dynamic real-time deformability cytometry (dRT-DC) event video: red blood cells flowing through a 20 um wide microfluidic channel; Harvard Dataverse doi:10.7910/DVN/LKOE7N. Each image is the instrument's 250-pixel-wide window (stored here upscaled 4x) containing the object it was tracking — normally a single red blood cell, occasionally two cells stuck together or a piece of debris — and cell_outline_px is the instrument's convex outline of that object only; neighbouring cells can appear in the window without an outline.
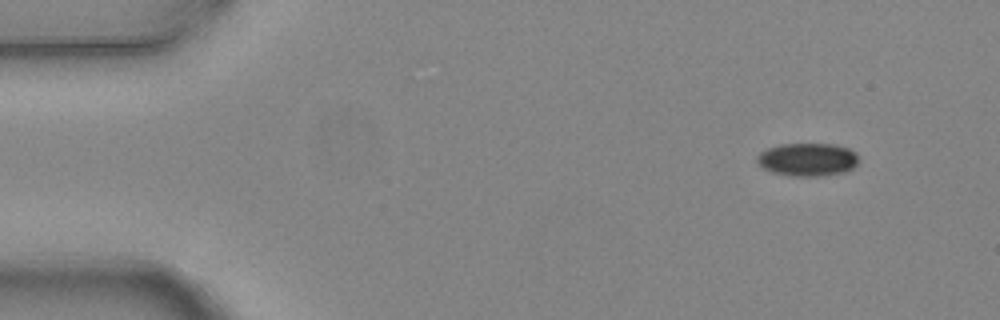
{"species": "common noctule bat (a hibernating species)", "species_latin": "Nyctalus noctula", "temperature_condition": "warm", "stored_images_in_passage": 4, "camera_frame_rate_fps": 3000, "um_per_image_px": 0.085, "animal": {"sex": "female", "body_mass_g": 24.6, "forearm_length_mm": 56.2}, "frame": {"image": 1, "passage_image": 1, "time_ms": 0.0, "image_size_px": [1000, 320], "cell_outline_px": [[856, 164], [852, 168], [844, 172], [820, 176], [796, 176], [772, 172], [756, 164], [756, 156], [760, 152], [768, 148], [780, 144], [832, 144], [848, 148], [856, 152]], "centroid_in_image_um": [68.6, 13.55], "position_along_channel_um": 16.4, "area_um2": 19.48}}
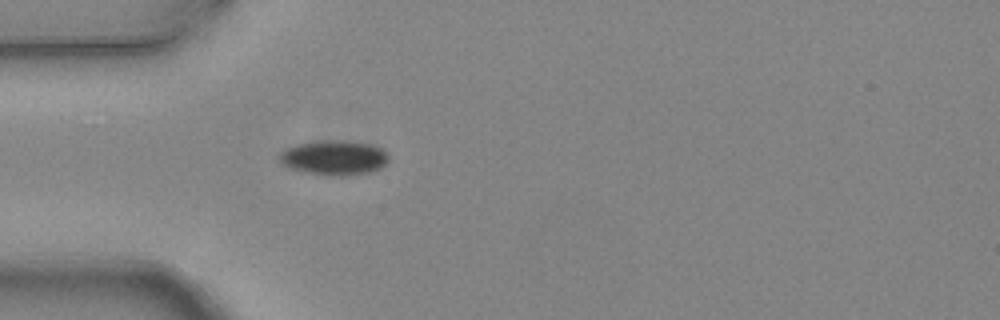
{"frame": {"image": 2, "passage_image": 4, "time_ms": 1.0, "image_size_px": [1000, 320], "cell_outline_px": [[388, 160], [380, 168], [368, 172], [304, 172], [288, 168], [280, 164], [280, 152], [284, 148], [296, 144], [316, 140], [344, 140], [372, 144], [388, 152]], "centroid_in_image_um": [28.34, 13.32], "position_along_channel_um": 56.7, "area_um2": 21.33}}